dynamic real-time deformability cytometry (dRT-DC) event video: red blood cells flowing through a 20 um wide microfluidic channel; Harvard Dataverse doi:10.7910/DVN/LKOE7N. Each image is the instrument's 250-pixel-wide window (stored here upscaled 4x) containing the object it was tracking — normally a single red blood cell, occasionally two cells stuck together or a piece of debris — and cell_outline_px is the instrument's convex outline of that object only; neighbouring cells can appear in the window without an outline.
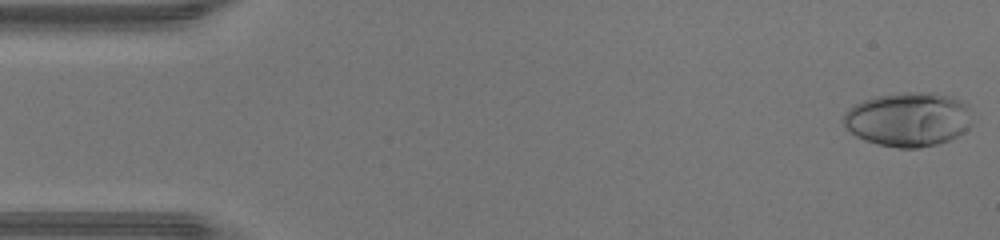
{"species": "human", "species_latin": "Homo sapiens", "temperature_condition": "warm", "stored_images_in_passage": 46, "camera_frame_rate_fps": 3000, "um_per_image_px": 0.085, "donor": {"sex": "male"}, "frame": {"image": 1, "passage_image": 1, "time_ms": 0.0, "image_size_px": [1000, 240], "cell_outline_px": [[976, 116], [972, 124], [964, 132], [948, 140], [936, 144], [916, 148], [900, 148], [876, 144], [864, 140], [856, 136], [840, 120], [844, 112], [852, 104], [876, 96], [904, 92], [936, 92], [952, 96], [968, 104], [972, 108]], "centroid_in_image_um": [77.25, 10.12], "position_along_channel_um": 7.7, "area_um2": 41.56}}
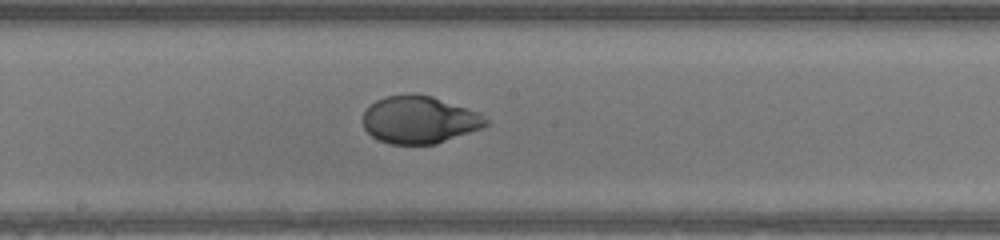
{"frame": {"image": 2, "passage_image": 24, "time_ms": 7.667, "image_size_px": [1000, 240], "cell_outline_px": [[488, 124], [480, 128], [436, 144], [392, 144], [380, 140], [372, 136], [364, 128], [364, 112], [376, 100], [384, 96], [408, 92], [412, 92], [432, 96], [480, 112], [488, 120]], "centroid_in_image_um": [35.65, 10.15], "position_along_channel_um": 212.6, "area_um2": 34.04}}
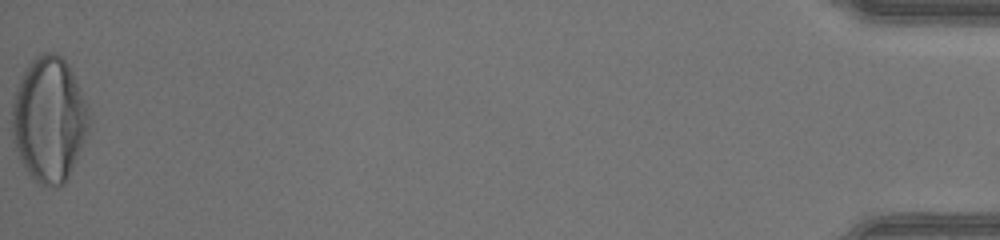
{"frame": {"image": 3, "passage_image": 46, "time_ms": 15.0, "image_size_px": [1000, 240], "cell_outline_px": [[92, 120], [84, 144], [64, 184], [40, 184], [24, 168], [20, 160], [12, 140], [12, 104], [20, 80], [28, 64], [40, 52], [56, 52], [68, 64], [88, 104]], "centroid_in_image_um": [4.2, 10.12], "position_along_channel_um": 431.0, "area_um2": 56.07}, "authors_computed_cell_mechanics": {"area_um2": 35.8071, "velocity_mm_per_s": 4.5013, "shape_relaxation_time_tau1_ms": 5.1115, "shape_relaxation_time_tau2_ms": null, "deformation_change_tau1": 0.3131, "deformation_change_tau2": null}}